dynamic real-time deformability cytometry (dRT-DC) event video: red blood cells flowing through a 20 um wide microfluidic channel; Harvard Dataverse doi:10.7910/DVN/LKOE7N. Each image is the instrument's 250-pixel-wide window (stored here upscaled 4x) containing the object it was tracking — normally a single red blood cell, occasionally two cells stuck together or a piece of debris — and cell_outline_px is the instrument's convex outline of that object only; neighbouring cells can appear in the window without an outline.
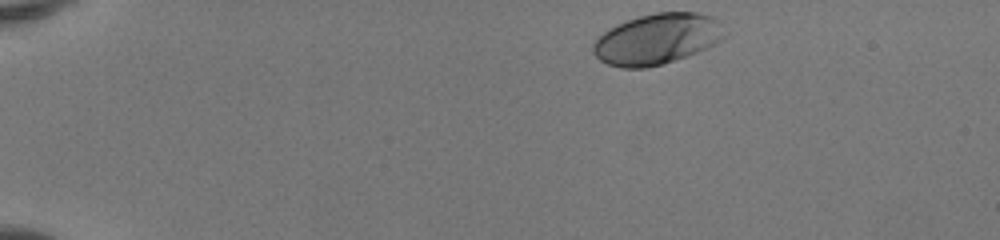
{"species": "human", "species_latin": "Homo sapiens", "temperature_condition": "room temperature", "stored_images_in_passage": 43, "camera_frame_rate_fps": 3000, "um_per_image_px": 0.085, "donor": {"sex": "female"}, "frame": {"image": 1, "passage_image": 1, "time_ms": 0.0, "image_size_px": [1000, 240], "cell_outline_px": [[728, 32], [720, 40], [688, 56], [664, 64], [648, 68], [620, 68], [608, 64], [600, 60], [592, 52], [592, 44], [608, 28], [616, 24], [640, 16], [656, 12], [696, 12], [712, 16], [720, 20]], "centroid_in_image_um": [55.86, 3.31], "position_along_channel_um": 29.1, "area_um2": 39.13}}
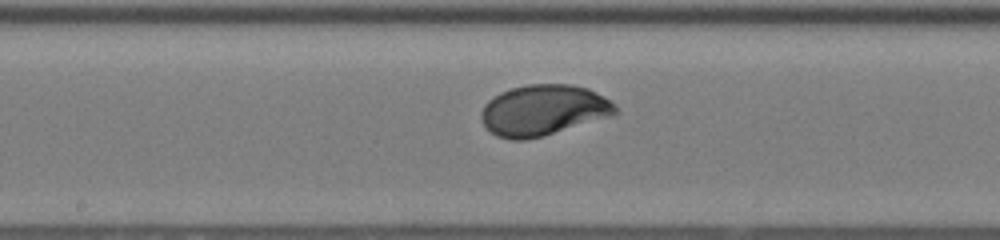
{"frame": {"image": 2, "passage_image": 21, "time_ms": 6.667, "image_size_px": [1000, 240], "cell_outline_px": [[620, 112], [612, 116], [544, 136], [524, 140], [512, 140], [496, 136], [484, 124], [480, 116], [480, 112], [484, 104], [488, 100], [500, 92], [512, 88], [528, 84], [572, 84], [588, 88], [596, 92], [616, 104]], "centroid_in_image_um": [46.21, 9.37], "position_along_channel_um": 202.0, "area_um2": 40.0}}
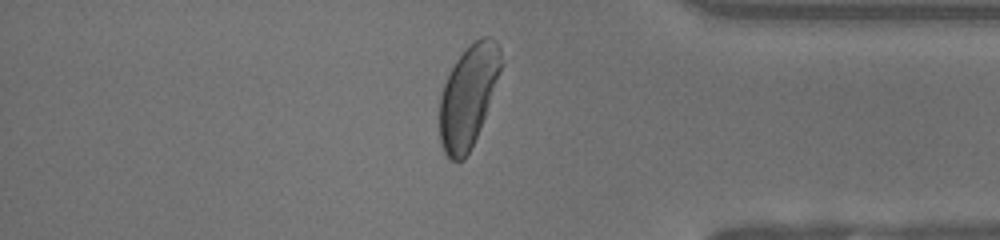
{"frame": {"image": 3, "passage_image": 36, "time_ms": 11.667, "image_size_px": [1000, 240], "cell_outline_px": [[504, 64], [480, 128], [464, 160], [452, 160], [444, 152], [440, 140], [440, 96], [444, 84], [456, 60], [476, 40], [484, 36], [492, 36], [496, 40], [500, 48]], "centroid_in_image_um": [39.83, 8.14], "position_along_channel_um": 395.4, "area_um2": 36.07}, "authors_computed_cell_mechanics": {"area_um2": 38.6104, "velocity_mm_per_s": 4.1153, "shape_relaxation_time_tau1_ms": 1.5284, "shape_relaxation_time_tau2_ms": null, "deformation_change_tau1": 0.1339, "deformation_change_tau2": null}}